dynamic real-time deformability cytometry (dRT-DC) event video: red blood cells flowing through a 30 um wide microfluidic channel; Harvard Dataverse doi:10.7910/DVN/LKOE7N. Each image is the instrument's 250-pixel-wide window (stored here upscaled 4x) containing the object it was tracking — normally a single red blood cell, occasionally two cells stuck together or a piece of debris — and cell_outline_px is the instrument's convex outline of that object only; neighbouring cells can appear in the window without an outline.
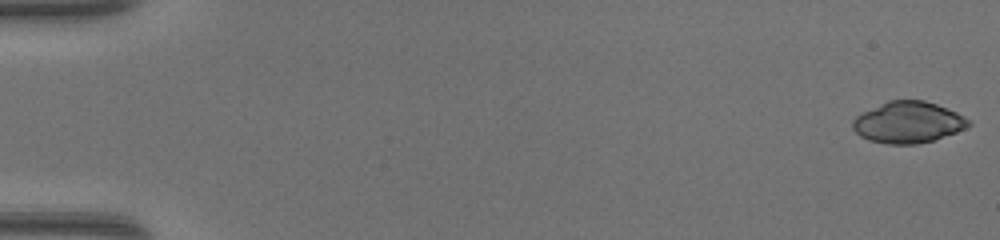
{"species": "common noctule bat (a hibernating species)", "species_latin": "Nyctalus noctula", "temperature_condition": "warm", "stored_images_in_passage": 48, "camera_frame_rate_fps": 3000, "um_per_image_px": 0.085, "animal": {"sex": "female", "body_mass_g": 17.0, "forearm_length_mm": 48.0}, "frame": {"image": 1, "passage_image": 1, "time_ms": 0.0, "image_size_px": [1000, 240], "cell_outline_px": [[972, 124], [956, 132], [932, 140], [916, 144], [888, 144], [868, 140], [860, 136], [852, 128], [852, 120], [856, 116], [888, 100], [924, 100], [936, 104], [956, 112], [964, 116]], "centroid_in_image_um": [77.16, 10.4], "position_along_channel_um": 7.8, "area_um2": 27.69}}
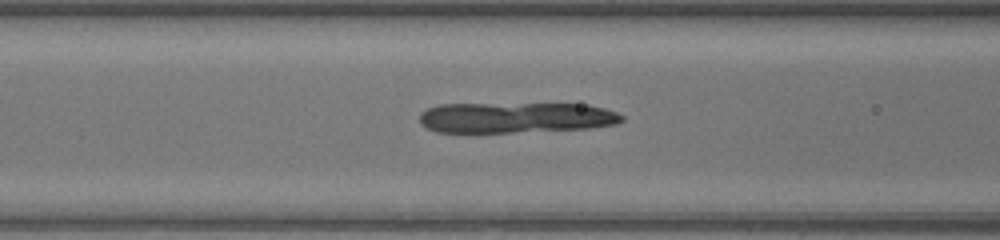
{"frame": {"image": 2, "passage_image": 21, "time_ms": 6.667, "image_size_px": [1000, 240], "cell_outline_px": [[624, 120], [616, 124], [592, 128], [512, 132], [436, 132], [420, 124], [420, 112], [428, 108], [440, 104], [588, 104], [604, 108], [616, 112], [624, 116]], "centroid_in_image_um": [43.85, 9.99], "position_along_channel_um": 122.7, "area_um2": 36.18}}
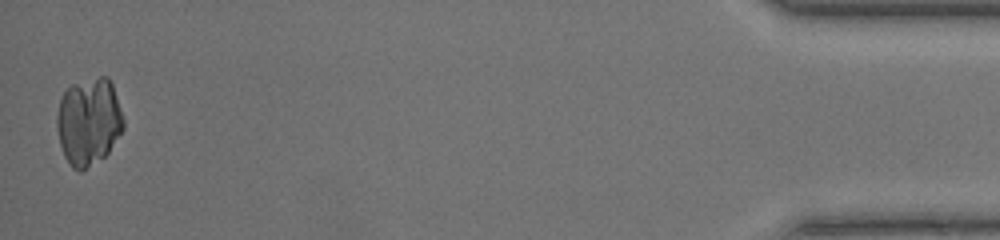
{"frame": {"image": 3, "passage_image": 48, "time_ms": 15.667, "image_size_px": [1000, 240], "cell_outline_px": [[124, 128], [108, 152], [104, 156], [80, 172], [72, 168], [68, 164], [64, 156], [60, 144], [56, 128], [56, 116], [60, 100], [64, 92], [72, 84], [100, 76], [108, 76], [112, 84], [124, 120]], "centroid_in_image_um": [7.52, 10.34], "position_along_channel_um": 427.7, "area_um2": 33.87}}